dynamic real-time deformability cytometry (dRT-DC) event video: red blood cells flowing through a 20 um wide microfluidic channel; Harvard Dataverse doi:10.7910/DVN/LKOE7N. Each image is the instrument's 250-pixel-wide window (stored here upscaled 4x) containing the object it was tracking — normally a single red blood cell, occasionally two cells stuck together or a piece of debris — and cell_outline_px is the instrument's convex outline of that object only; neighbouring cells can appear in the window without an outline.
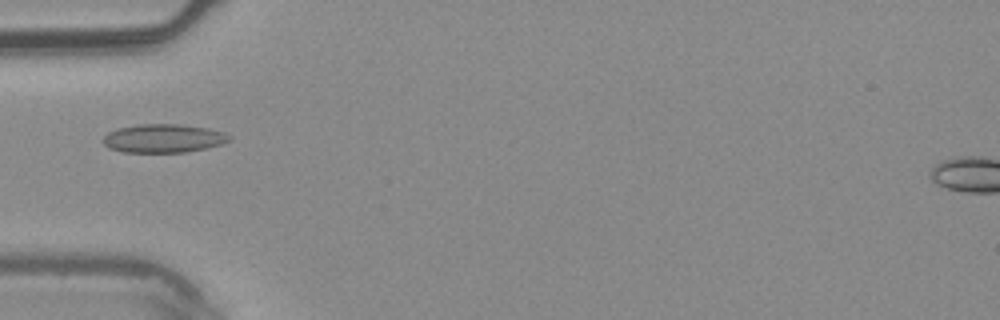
{"species": "common noctule bat (a hibernating species)", "species_latin": "Nyctalus noctula", "temperature_condition": "warm", "stored_images_in_passage": 5, "camera_frame_rate_fps": 3000, "um_per_image_px": 0.085, "animal": {"sex": "male", "body_mass_g": 20.4}, "frame": {"image": 1, "passage_image": 5, "time_ms": 1.333, "image_size_px": [1000, 320], "cell_outline_px": [[232, 140], [220, 144], [204, 148], [184, 152], [124, 152], [108, 148], [100, 140], [108, 132], [116, 128], [140, 124], [180, 124], [208, 128], [224, 132], [232, 136]], "centroid_in_image_um": [13.87, 11.75], "position_along_channel_um": 71.1, "area_um2": 21.1}}